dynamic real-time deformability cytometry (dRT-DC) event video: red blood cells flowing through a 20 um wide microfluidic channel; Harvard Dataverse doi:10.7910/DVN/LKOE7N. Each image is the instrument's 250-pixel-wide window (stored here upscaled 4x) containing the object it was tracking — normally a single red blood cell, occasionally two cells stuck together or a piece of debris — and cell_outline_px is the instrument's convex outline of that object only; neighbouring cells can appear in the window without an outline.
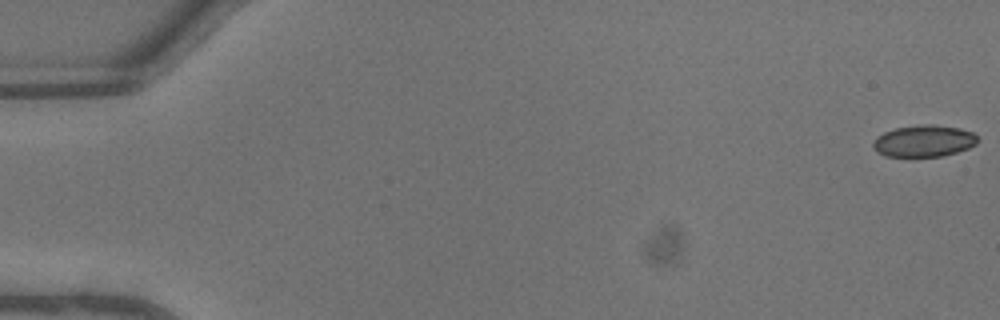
{"species": "common noctule bat (a hibernating species)", "species_latin": "Nyctalus noctula", "temperature_condition": "warm", "stored_images_in_passage": 46, "camera_frame_rate_fps": 3000, "um_per_image_px": 0.085, "animal": {"sex": "male", "body_mass_g": 13.3}, "frame": {"image": 1, "passage_image": 1, "time_ms": 0.0, "image_size_px": [1000, 320], "cell_outline_px": [[976, 144], [968, 148], [956, 152], [940, 156], [884, 156], [872, 144], [876, 136], [884, 132], [896, 128], [924, 124], [932, 124], [960, 128], [972, 132], [976, 136]], "centroid_in_image_um": [78.53, 11.97], "position_along_channel_um": 6.5, "area_um2": 19.02}}
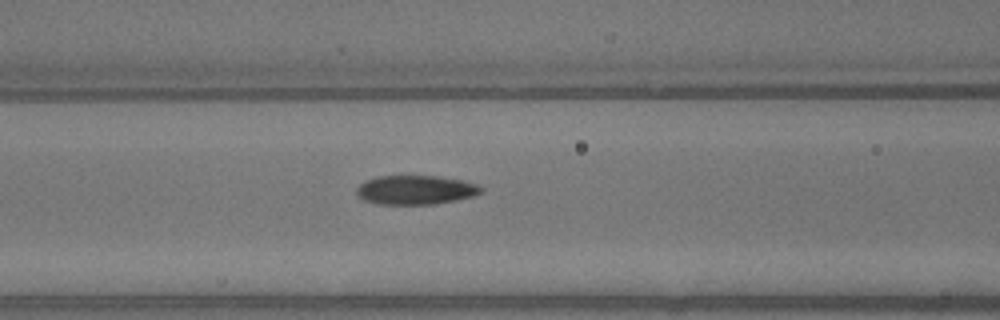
{"frame": {"image": 2, "passage_image": 20, "time_ms": 6.333, "image_size_px": [1000, 320], "cell_outline_px": [[484, 192], [476, 196], [436, 204], [376, 204], [364, 200], [356, 196], [356, 188], [364, 180], [380, 176], [436, 176], [464, 180], [476, 184], [484, 188]], "centroid_in_image_um": [35.34, 16.15], "position_along_channel_um": 131.3, "area_um2": 21.44}}
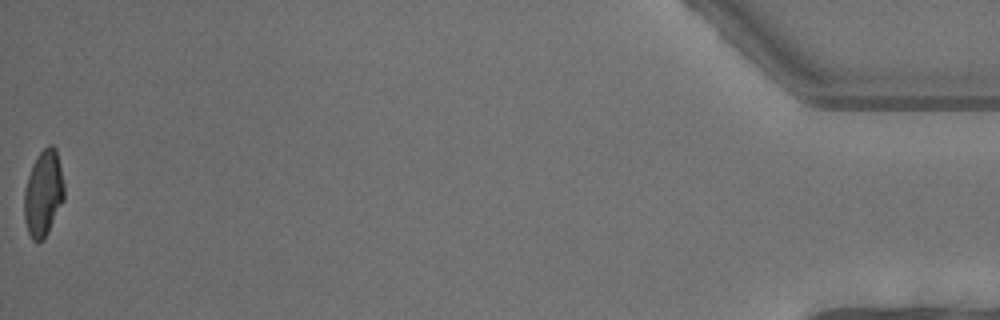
{"frame": {"image": 3, "passage_image": 46, "time_ms": 15.0, "image_size_px": [1000, 320], "cell_outline_px": [[64, 200], [44, 240], [36, 244], [32, 240], [28, 232], [24, 220], [24, 188], [32, 164], [36, 156], [48, 144], [52, 144], [56, 148], [64, 184]], "centroid_in_image_um": [3.67, 16.46], "position_along_channel_um": 431.5, "area_um2": 20.35}, "authors_computed_cell_mechanics": {"area_um2": 21.0392, "velocity_mm_per_s": 4.6169, "shape_relaxation_time_tau1_ms": 3.1266, "shape_relaxation_time_tau2_ms": 2.8572, "deformation_change_tau1": 0.1277, "deformation_change_tau2": 0.0981}}